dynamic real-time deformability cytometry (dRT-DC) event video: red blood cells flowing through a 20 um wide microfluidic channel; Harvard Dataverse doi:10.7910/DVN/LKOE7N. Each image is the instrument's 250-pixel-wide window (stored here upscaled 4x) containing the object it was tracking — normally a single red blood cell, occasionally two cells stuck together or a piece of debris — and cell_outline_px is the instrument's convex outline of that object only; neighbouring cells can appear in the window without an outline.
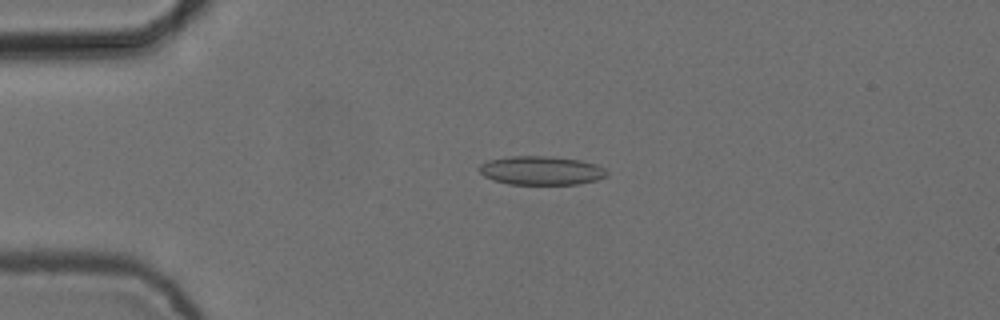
{"species": "common noctule bat (a hibernating species)", "species_latin": "Nyctalus noctula", "temperature_condition": "cold", "stored_images_in_passage": 6, "camera_frame_rate_fps": 3000, "um_per_image_px": 0.085, "animal": {"sex": "female", "body_mass_g": 24.6, "forearm_length_mm": 56.2}, "frame": {"image": 1, "passage_image": 4, "time_ms": 1.0, "image_size_px": [1000, 320], "cell_outline_px": [[608, 176], [596, 180], [576, 184], [508, 184], [492, 180], [484, 176], [476, 168], [480, 164], [488, 160], [508, 156], [552, 156], [580, 160], [596, 164], [604, 168], [608, 172]], "centroid_in_image_um": [45.98, 14.49], "position_along_channel_um": 39.0, "area_um2": 21.62}}
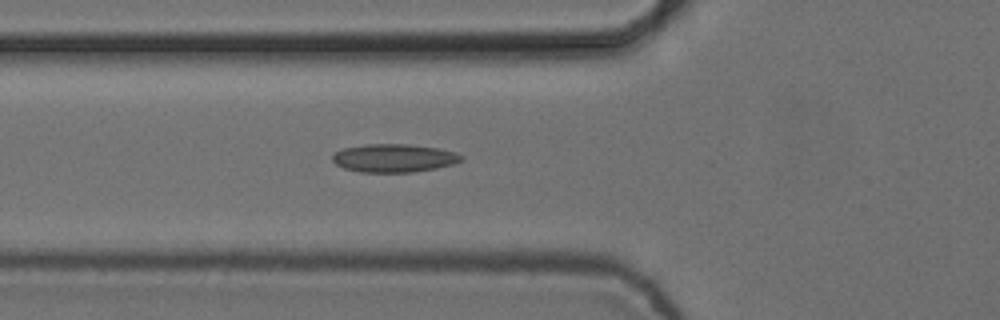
{"frame": {"image": 2, "passage_image": 6, "time_ms": 1.667, "image_size_px": [1000, 320], "cell_outline_px": [[464, 160], [452, 164], [436, 168], [412, 172], [360, 172], [344, 168], [336, 164], [332, 160], [332, 156], [336, 152], [344, 148], [364, 144], [408, 144], [440, 148], [456, 152], [464, 156]], "centroid_in_image_um": [33.52, 13.43], "position_along_channel_um": 92.3, "area_um2": 21.27}}